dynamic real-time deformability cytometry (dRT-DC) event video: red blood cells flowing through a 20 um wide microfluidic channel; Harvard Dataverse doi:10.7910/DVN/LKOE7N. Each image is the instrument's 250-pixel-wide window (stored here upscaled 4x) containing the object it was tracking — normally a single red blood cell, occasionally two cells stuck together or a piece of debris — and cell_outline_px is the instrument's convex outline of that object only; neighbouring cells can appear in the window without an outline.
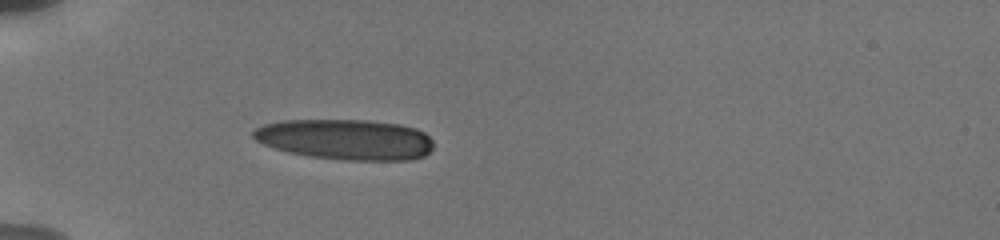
{"species": "human", "species_latin": "Homo sapiens", "temperature_condition": "cold", "stored_images_in_passage": 15, "camera_frame_rate_fps": 3000, "um_per_image_px": 0.085, "donor": {"sex": "male"}, "frame": {"image": 1, "passage_image": 1, "time_ms": 0.0, "image_size_px": [1000, 240], "cell_outline_px": [[432, 148], [424, 156], [412, 160], [348, 160], [312, 156], [288, 152], [264, 144], [256, 140], [252, 136], [252, 132], [256, 128], [264, 124], [280, 120], [368, 120], [400, 124], [416, 128], [424, 132], [432, 140]], "centroid_in_image_um": [29.39, 11.84], "position_along_channel_um": 55.6, "area_um2": 42.54}}
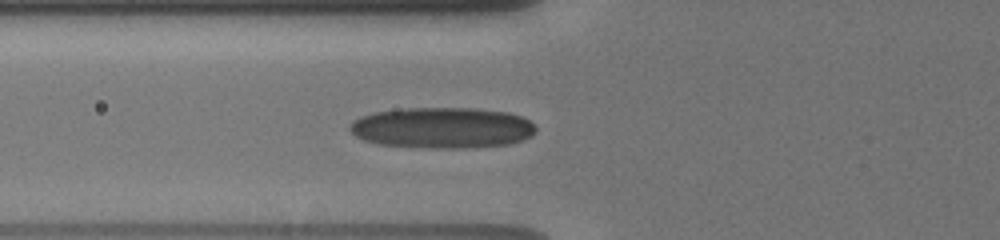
{"frame": {"image": 2, "passage_image": 11, "time_ms": 1.333, "image_size_px": [1000, 240], "cell_outline_px": [[536, 132], [532, 136], [524, 140], [508, 144], [460, 148], [428, 148], [376, 144], [364, 140], [356, 136], [348, 128], [352, 120], [360, 116], [376, 112], [404, 108], [476, 108], [508, 112], [520, 116], [536, 124]], "centroid_in_image_um": [37.6, 10.86], "position_along_channel_um": 88.2, "area_um2": 44.68}}